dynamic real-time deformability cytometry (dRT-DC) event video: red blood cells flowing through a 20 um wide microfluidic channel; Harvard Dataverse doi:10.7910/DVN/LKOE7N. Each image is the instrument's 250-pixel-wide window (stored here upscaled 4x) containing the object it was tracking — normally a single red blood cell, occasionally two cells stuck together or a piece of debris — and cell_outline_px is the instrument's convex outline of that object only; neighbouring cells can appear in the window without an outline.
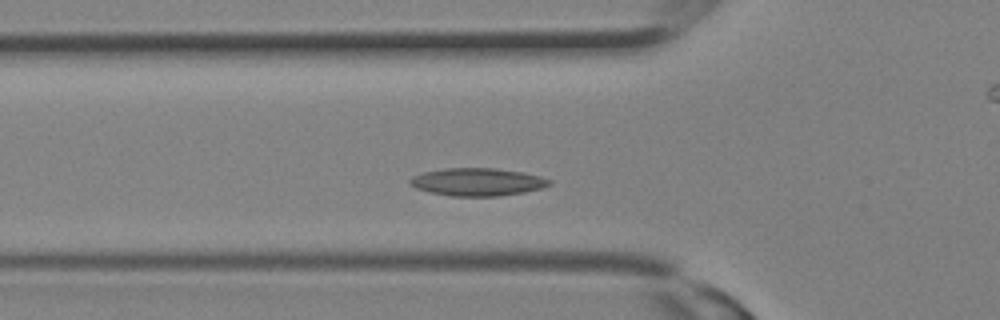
{"species": "Egyptian fruit bat (a non-hibernating species)", "species_latin": "Rousettus aegyptiacus", "temperature_condition": "room temperature", "stored_images_in_passage": 28, "camera_frame_rate_fps": 3000, "um_per_image_px": 0.085, "animal": {"sex": "female"}, "frame": {"image": 1, "passage_image": 7, "time_ms": 2.0, "image_size_px": [1000, 320], "cell_outline_px": [[552, 184], [540, 188], [524, 192], [500, 196], [452, 196], [428, 192], [416, 188], [408, 180], [412, 176], [420, 172], [444, 168], [496, 168], [524, 172], [540, 176], [552, 180]], "centroid_in_image_um": [40.57, 15.46], "position_along_channel_um": 85.2, "area_um2": 22.72}}
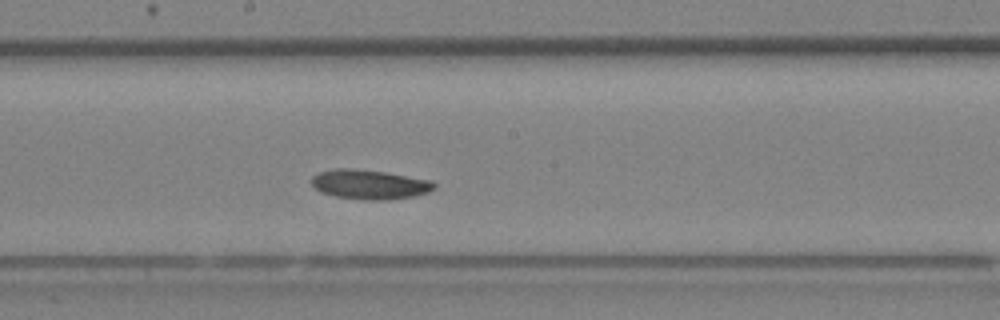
{"frame": {"image": 2, "passage_image": 13, "time_ms": 4.0, "image_size_px": [1000, 320], "cell_outline_px": [[436, 188], [428, 192], [416, 196], [388, 200], [364, 200], [336, 196], [320, 192], [312, 184], [312, 176], [316, 172], [336, 168], [348, 168], [384, 172], [432, 180], [436, 184]], "centroid_in_image_um": [31.43, 15.68], "position_along_channel_um": 216.8, "area_um2": 21.21}}
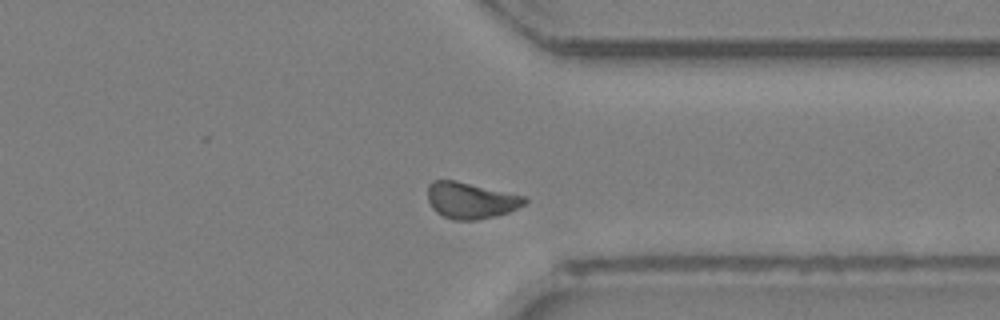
{"frame": {"image": 3, "passage_image": 20, "time_ms": 6.333, "image_size_px": [1000, 320], "cell_outline_px": [[528, 200], [524, 204], [508, 212], [496, 216], [472, 220], [452, 220], [436, 212], [432, 208], [428, 200], [428, 184], [432, 180], [456, 180], [528, 196]], "centroid_in_image_um": [40.02, 17.02], "position_along_channel_um": 371.4, "area_um2": 20.69}}